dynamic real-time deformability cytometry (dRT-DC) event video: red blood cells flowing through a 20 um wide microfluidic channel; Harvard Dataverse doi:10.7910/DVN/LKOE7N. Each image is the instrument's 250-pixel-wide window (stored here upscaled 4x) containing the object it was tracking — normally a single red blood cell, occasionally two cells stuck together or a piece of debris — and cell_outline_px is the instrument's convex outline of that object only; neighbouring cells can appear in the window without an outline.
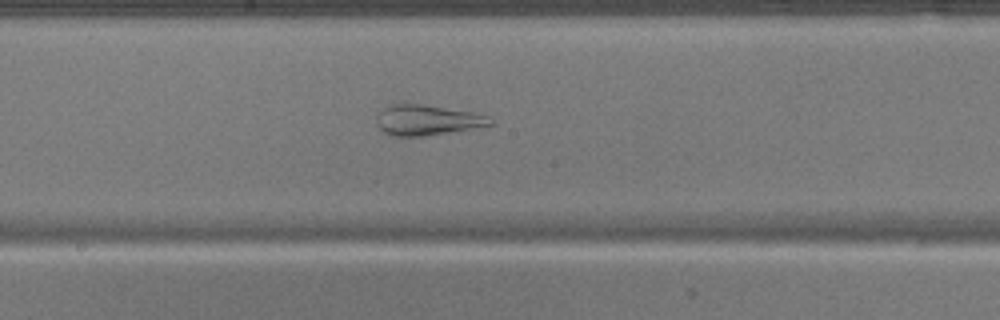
{"species": "common noctule bat (a hibernating species)", "species_latin": "Nyctalus noctula", "temperature_condition": "warm", "stored_images_in_passage": 51, "camera_frame_rate_fps": 3000, "um_per_image_px": 0.085, "animal": {"sex": "male", "body_mass_g": 17.9}, "frame": {"image": 1, "passage_image": 28, "time_ms": 9.0, "image_size_px": [1000, 320], "cell_outline_px": [[492, 124], [428, 136], [392, 136], [384, 132], [380, 128], [376, 120], [376, 116], [388, 104], [420, 104], [472, 112], [488, 116], [492, 120]], "centroid_in_image_um": [36.26, 10.21], "position_along_channel_um": 211.9, "area_um2": 19.83}}
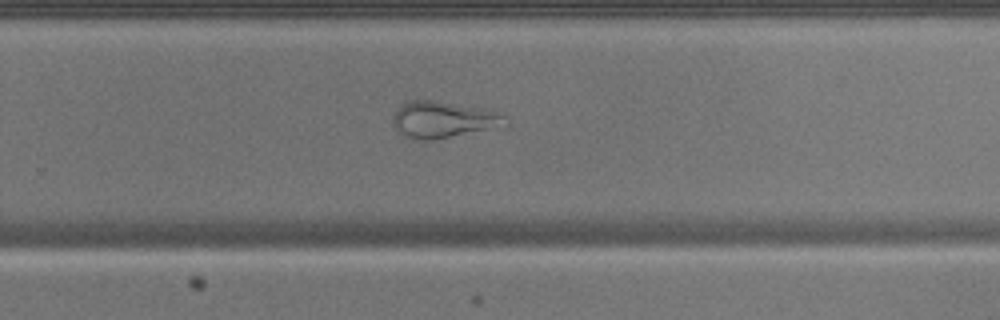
{"frame": {"image": 2, "passage_image": 34, "time_ms": 11.0, "image_size_px": [1000, 320], "cell_outline_px": [[508, 124], [432, 140], [420, 140], [404, 136], [392, 124], [392, 116], [396, 108], [408, 100], [436, 100], [488, 108], [504, 116], [508, 120]], "centroid_in_image_um": [37.62, 10.13], "position_along_channel_um": 292.2, "area_um2": 23.93}}
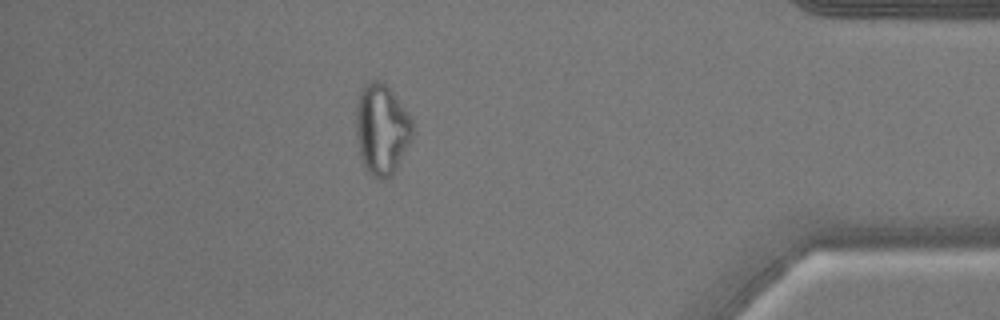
{"frame": {"image": 3, "passage_image": 45, "time_ms": 14.667, "image_size_px": [1000, 320], "cell_outline_px": [[412, 136], [392, 176], [384, 180], [376, 180], [368, 172], [360, 156], [356, 140], [356, 104], [360, 92], [364, 84], [372, 80], [380, 80], [392, 92], [412, 120]], "centroid_in_image_um": [32.41, 11.01], "position_along_channel_um": 402.8, "area_um2": 29.65}}